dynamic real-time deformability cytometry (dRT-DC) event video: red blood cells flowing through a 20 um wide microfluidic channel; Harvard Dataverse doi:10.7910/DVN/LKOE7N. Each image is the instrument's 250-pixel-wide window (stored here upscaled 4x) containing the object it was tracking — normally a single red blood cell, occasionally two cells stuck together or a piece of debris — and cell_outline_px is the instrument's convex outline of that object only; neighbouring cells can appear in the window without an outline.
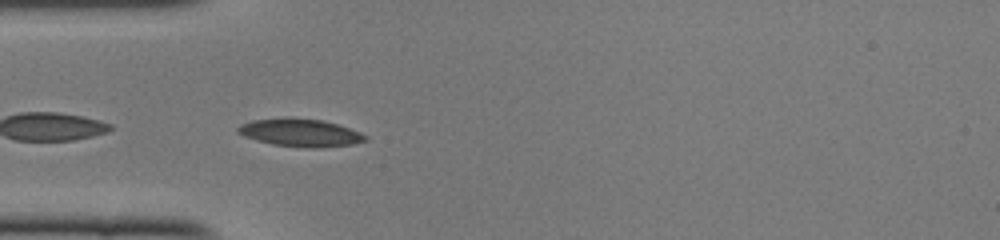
{"species": "common noctule bat (a hibernating species)", "species_latin": "Nyctalus noctula", "temperature_condition": "cold", "stored_images_in_passage": 44, "camera_frame_rate_fps": 3000, "um_per_image_px": 0.085, "animal": {"sex": "female", "body_mass_g": 22.0, "forearm_length_mm": 56.7}, "frame": {"image": 1, "passage_image": 10, "time_ms": 3.0, "image_size_px": [1000, 240], "cell_outline_px": [[368, 140], [352, 144], [316, 148], [308, 148], [272, 144], [256, 140], [244, 136], [236, 132], [236, 128], [240, 124], [252, 120], [320, 120], [336, 124], [360, 132], [368, 136]], "centroid_in_image_um": [25.54, 11.32], "position_along_channel_um": 59.5, "area_um2": 19.83}}
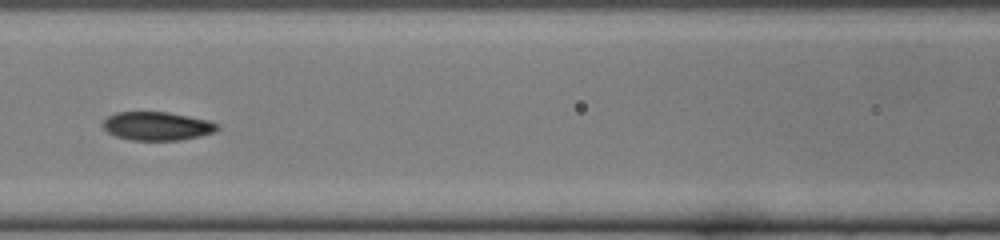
{"frame": {"image": 2, "passage_image": 17, "time_ms": 5.333, "image_size_px": [1000, 240], "cell_outline_px": [[220, 128], [212, 132], [200, 136], [180, 140], [132, 140], [116, 136], [108, 132], [104, 128], [104, 120], [108, 116], [116, 112], [168, 112], [208, 120], [220, 124]], "centroid_in_image_um": [13.37, 10.71], "position_along_channel_um": 153.2, "area_um2": 18.9}}
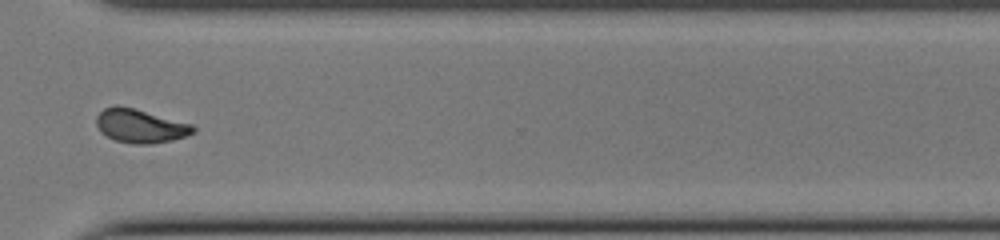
{"frame": {"image": 3, "passage_image": 32, "time_ms": 10.333, "image_size_px": [1000, 240], "cell_outline_px": [[196, 132], [172, 140], [148, 144], [132, 144], [116, 140], [100, 132], [96, 124], [96, 116], [104, 108], [116, 104], [132, 108], [192, 124], [196, 128]], "centroid_in_image_um": [11.9, 10.7], "position_along_channel_um": 358.7, "area_um2": 18.84}, "authors_computed_cell_mechanics": {"area_um2": 18.8717, "velocity_mm_per_s": 4.0924, "shape_relaxation_time_tau1_ms": 7.5257, "shape_relaxation_time_tau2_ms": 2.3685, "deformation_change_tau1": 0.1648, "deformation_change_tau2": 0.0679}}